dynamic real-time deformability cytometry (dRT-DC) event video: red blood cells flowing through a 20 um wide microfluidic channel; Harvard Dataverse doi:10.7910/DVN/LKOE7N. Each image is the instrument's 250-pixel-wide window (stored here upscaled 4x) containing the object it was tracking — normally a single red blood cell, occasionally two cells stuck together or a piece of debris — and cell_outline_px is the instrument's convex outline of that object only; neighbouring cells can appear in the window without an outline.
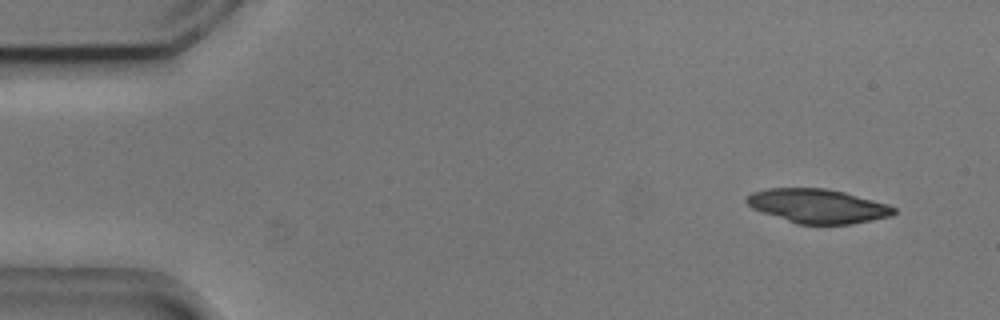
{"species": "common noctule bat (a hibernating species)", "species_latin": "Nyctalus noctula", "temperature_condition": "cold", "stored_images_in_passage": 5, "camera_frame_rate_fps": 3000, "um_per_image_px": 0.085, "animal": {"sex": "male", "body_mass_g": 20.5, "forearm_length_mm": 52.5}, "frame": {"image": 1, "passage_image": 2, "time_ms": 0.333, "image_size_px": [1000, 320], "cell_outline_px": [[896, 212], [892, 216], [852, 224], [796, 224], [752, 208], [744, 200], [752, 192], [768, 188], [824, 188], [844, 192], [888, 204], [896, 208]], "centroid_in_image_um": [69.52, 17.51], "position_along_channel_um": 15.5, "area_um2": 29.19}}